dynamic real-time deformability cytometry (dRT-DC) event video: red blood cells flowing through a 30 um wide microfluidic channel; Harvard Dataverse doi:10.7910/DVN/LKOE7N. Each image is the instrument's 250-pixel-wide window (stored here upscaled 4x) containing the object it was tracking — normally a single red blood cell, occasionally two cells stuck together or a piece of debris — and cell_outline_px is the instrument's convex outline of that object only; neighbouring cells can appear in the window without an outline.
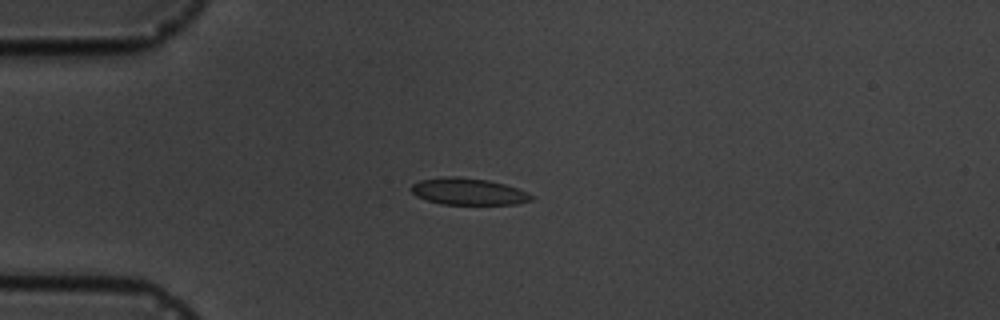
{"species": "common noctule bat (a hibernating species)", "species_latin": "Nyctalus noctula", "temperature_condition": "cold", "stored_images_in_passage": 15, "camera_frame_rate_fps": 3000, "um_per_image_px": 0.085, "animal": {"sex": "male", "body_mass_g": 19.5, "forearm_length_mm": 54.6}, "frame": {"image": 1, "passage_image": 3, "time_ms": 2.333, "image_size_px": [1000, 320], "cell_outline_px": [[532, 200], [516, 204], [440, 204], [416, 196], [412, 192], [412, 184], [420, 180], [444, 176], [456, 176], [488, 180], [504, 184], [528, 192], [532, 196]], "centroid_in_image_um": [39.79, 16.27], "position_along_channel_um": 45.2, "area_um2": 18.61}}
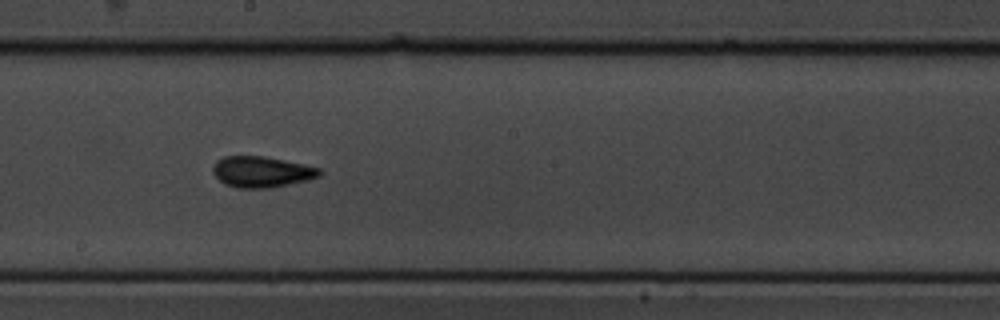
{"frame": {"image": 2, "passage_image": 8, "time_ms": 8.0, "image_size_px": [1000, 320], "cell_outline_px": [[324, 172], [320, 176], [308, 180], [268, 188], [236, 188], [224, 184], [212, 172], [212, 168], [216, 160], [224, 156], [264, 156], [304, 164], [320, 168]], "centroid_in_image_um": [22.24, 14.6], "position_along_channel_um": 226.0, "area_um2": 19.36}}
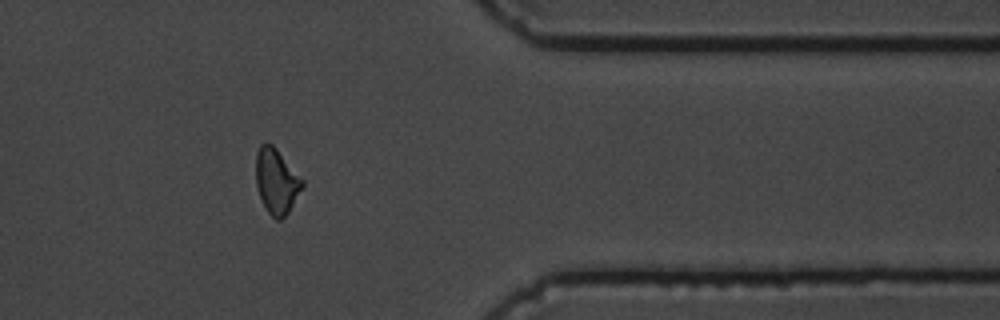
{"frame": {"image": 3, "passage_image": 12, "time_ms": 13.0, "image_size_px": [1000, 320], "cell_outline_px": [[304, 184], [288, 212], [280, 220], [276, 220], [268, 212], [260, 196], [256, 184], [256, 152], [260, 144], [272, 144], [276, 148], [304, 180]], "centroid_in_image_um": [23.5, 15.39], "position_along_channel_um": 387.9, "area_um2": 17.34}, "authors_computed_cell_mechanics": {"area_um2": 18.1492, "velocity_mm_per_s": 3.5524, "shape_relaxation_time_tau1_ms": 3.0873, "shape_relaxation_time_tau2_ms": 2.0538, "deformation_change_tau1": 0.0721, "deformation_change_tau2": 0.0487}}